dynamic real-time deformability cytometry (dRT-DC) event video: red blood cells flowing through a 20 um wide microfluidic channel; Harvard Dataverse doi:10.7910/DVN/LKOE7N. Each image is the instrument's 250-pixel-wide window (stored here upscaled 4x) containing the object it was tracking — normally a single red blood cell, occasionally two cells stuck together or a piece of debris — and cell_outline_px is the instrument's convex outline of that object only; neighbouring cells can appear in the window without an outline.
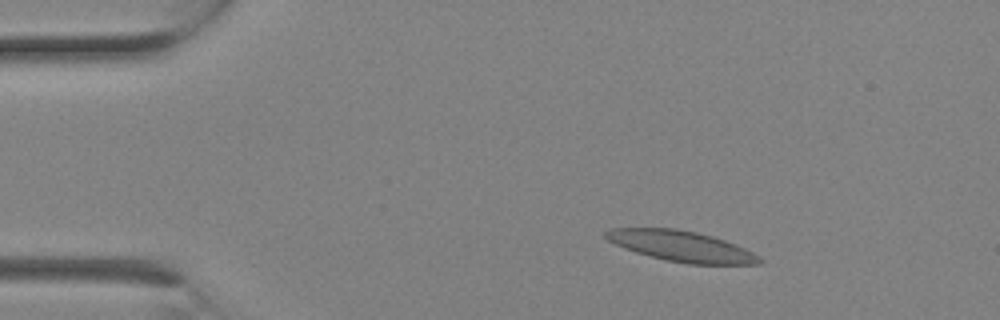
{"species": "Egyptian fruit bat (a non-hibernating species)", "species_latin": "Rousettus aegyptiacus", "temperature_condition": "room temperature", "stored_images_in_passage": 2, "camera_frame_rate_fps": 3000, "um_per_image_px": 0.085, "animal": {"sex": "female"}, "frame": {"image": 1, "passage_image": 2, "time_ms": 0.333, "image_size_px": [1000, 320], "cell_outline_px": [[764, 260], [760, 264], [688, 264], [668, 260], [636, 252], [624, 248], [608, 240], [604, 236], [604, 232], [612, 228], [676, 228], [696, 232], [712, 236], [736, 244], [760, 256]], "centroid_in_image_um": [57.94, 20.92], "position_along_channel_um": 27.1, "area_um2": 27.28}}